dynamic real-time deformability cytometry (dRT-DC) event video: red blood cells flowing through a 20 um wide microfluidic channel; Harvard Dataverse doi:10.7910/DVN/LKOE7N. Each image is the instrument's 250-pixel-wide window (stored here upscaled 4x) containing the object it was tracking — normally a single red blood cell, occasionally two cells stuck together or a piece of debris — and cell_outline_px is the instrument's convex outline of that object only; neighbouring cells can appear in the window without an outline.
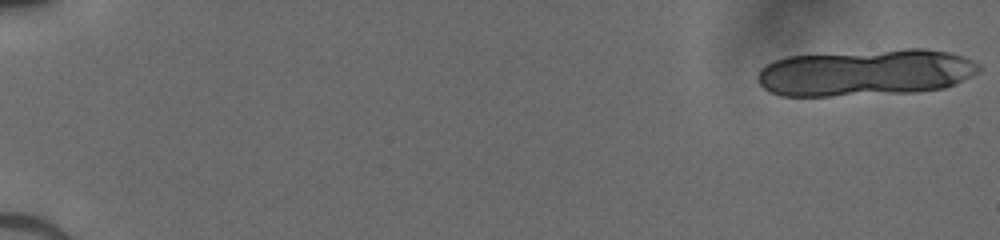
{"species": "human", "species_latin": "Homo sapiens", "temperature_condition": "cold", "stored_images_in_passage": 20, "camera_frame_rate_fps": 3000, "um_per_image_px": 0.085, "donor": {"sex": "male"}, "frame": {"image": 1, "passage_image": 1, "time_ms": 0.0, "image_size_px": [1000, 240], "cell_outline_px": [[980, 72], [972, 76], [944, 88], [916, 92], [828, 96], [780, 96], [768, 92], [756, 80], [756, 76], [760, 68], [772, 60], [788, 56], [908, 48], [924, 48], [948, 52], [964, 56], [980, 64]], "centroid_in_image_um": [73.55, 6.17], "position_along_channel_um": 11.4, "area_um2": 60.92}}